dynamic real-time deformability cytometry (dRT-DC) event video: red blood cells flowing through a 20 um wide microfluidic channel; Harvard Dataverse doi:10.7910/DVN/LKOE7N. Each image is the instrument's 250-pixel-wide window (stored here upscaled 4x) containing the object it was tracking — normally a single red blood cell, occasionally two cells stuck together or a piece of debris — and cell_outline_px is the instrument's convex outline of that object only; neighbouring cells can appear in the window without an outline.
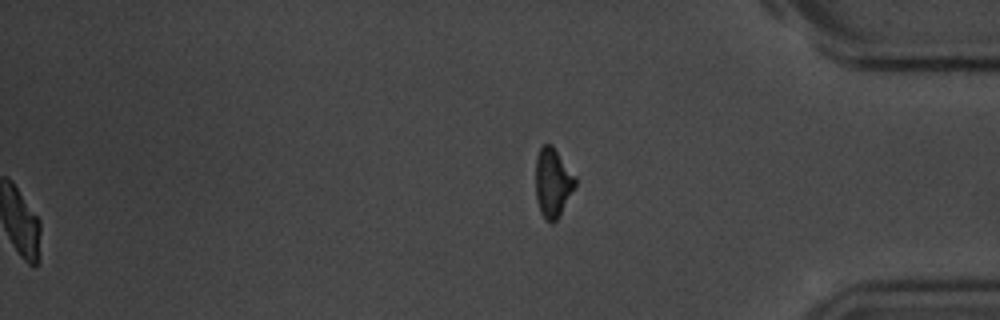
{"species": "common noctule bat (a hibernating species)", "species_latin": "Nyctalus noctula", "temperature_condition": "room temperature", "stored_images_in_passage": 57, "segment_of_instrument_passage": [2, 2], "camera_frame_rate_fps": 3000, "um_per_image_px": 0.085, "animal": {"sex": "male", "body_mass_g": 20.1, "forearm_length_mm": 53.5}, "frame": {"image": 1, "passage_image": 57, "time_ms": 18.667, "image_size_px": [1000, 320], "cell_outline_px": [[576, 184], [560, 216], [552, 224], [544, 220], [540, 212], [536, 200], [536, 156], [540, 148], [544, 144], [552, 144], [576, 176]], "centroid_in_image_um": [46.98, 15.54], "position_along_channel_um": 388.2, "area_um2": 16.18}}